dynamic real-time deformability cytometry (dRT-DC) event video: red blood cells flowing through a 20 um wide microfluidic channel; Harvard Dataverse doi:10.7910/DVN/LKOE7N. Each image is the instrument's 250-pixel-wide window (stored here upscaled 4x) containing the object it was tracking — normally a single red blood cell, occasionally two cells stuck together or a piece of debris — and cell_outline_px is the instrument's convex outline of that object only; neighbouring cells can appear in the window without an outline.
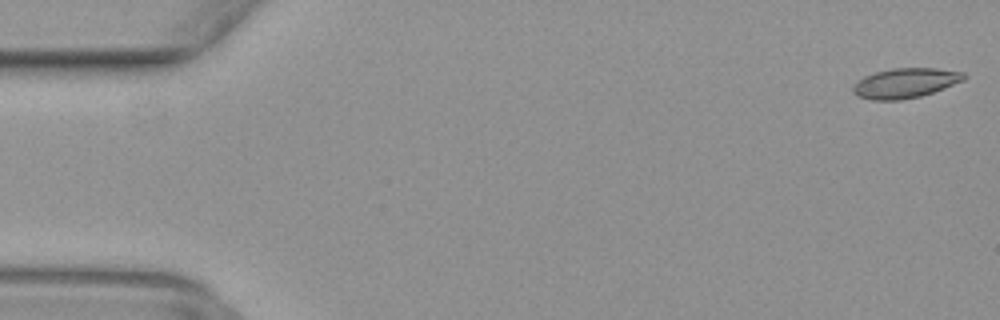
{"species": "common noctule bat (a hibernating species)", "species_latin": "Nyctalus noctula", "temperature_condition": "warm", "stored_images_in_passage": 49, "camera_frame_rate_fps": 3000, "um_per_image_px": 0.085, "animal": {"sex": "female", "body_mass_g": 29.2, "forearm_length_mm": 56.3}, "frame": {"image": 1, "passage_image": 1, "time_ms": 0.0, "image_size_px": [1000, 320], "cell_outline_px": [[968, 76], [964, 80], [944, 88], [920, 96], [900, 100], [872, 100], [856, 96], [852, 92], [852, 88], [856, 80], [864, 76], [876, 72], [892, 68], [936, 68], [964, 72]], "centroid_in_image_um": [76.92, 7.06], "position_along_channel_um": 8.1, "area_um2": 19.42}}
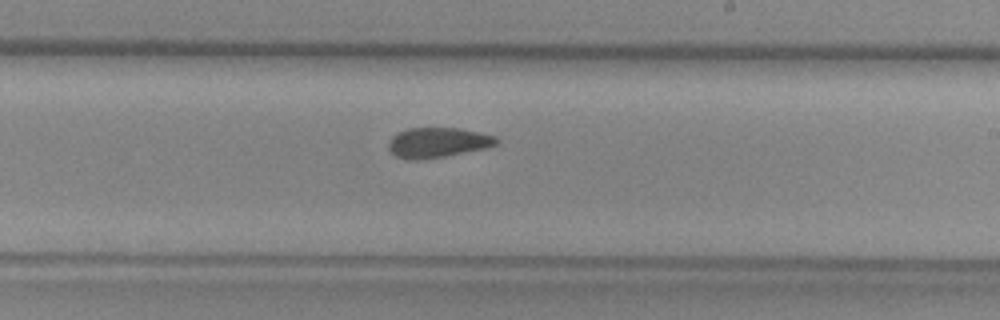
{"frame": {"image": 2, "passage_image": 29, "time_ms": 9.333, "image_size_px": [1000, 320], "cell_outline_px": [[500, 140], [496, 144], [484, 148], [444, 156], [416, 160], [408, 160], [396, 156], [388, 148], [388, 140], [396, 132], [408, 128], [460, 128], [496, 136]], "centroid_in_image_um": [37.16, 12.1], "position_along_channel_um": 251.8, "area_um2": 18.84}}
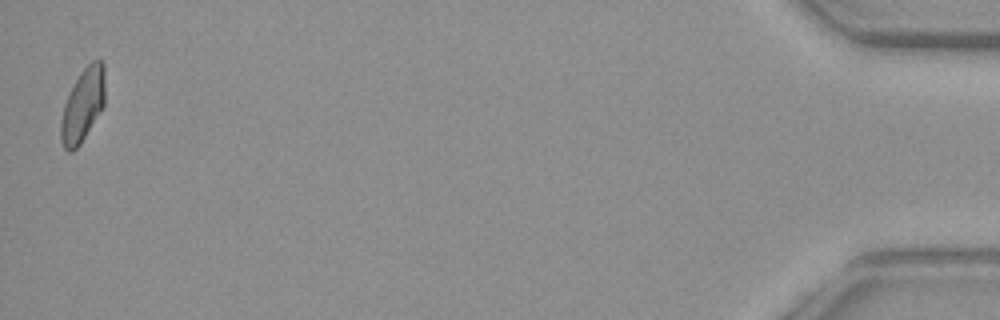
{"frame": {"image": 3, "passage_image": 49, "time_ms": 16.0, "image_size_px": [1000, 320], "cell_outline_px": [[104, 104], [80, 144], [72, 152], [68, 152], [64, 148], [60, 140], [60, 120], [64, 104], [68, 92], [80, 72], [92, 60], [100, 60], [104, 64]], "centroid_in_image_um": [7.0, 8.93], "position_along_channel_um": 428.2, "area_um2": 18.79}}